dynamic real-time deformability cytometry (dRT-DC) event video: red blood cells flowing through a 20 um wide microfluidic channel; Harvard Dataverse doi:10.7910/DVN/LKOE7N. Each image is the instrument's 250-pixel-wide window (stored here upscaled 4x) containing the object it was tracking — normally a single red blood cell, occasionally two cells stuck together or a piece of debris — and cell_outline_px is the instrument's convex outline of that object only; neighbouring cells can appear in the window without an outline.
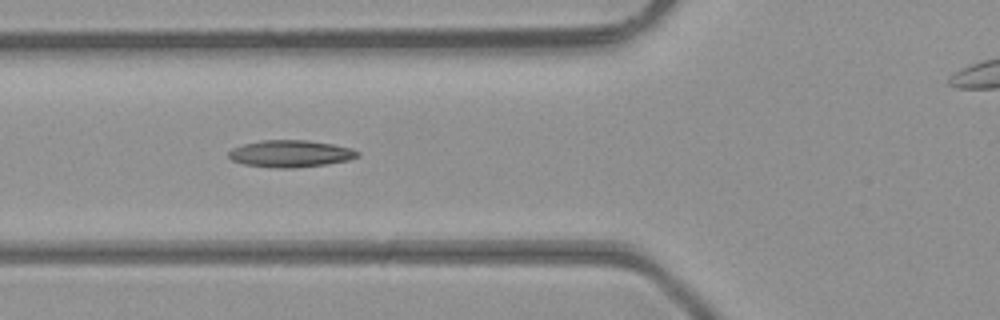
{"species": "common noctule bat (a hibernating species)", "species_latin": "Nyctalus noctula", "temperature_condition": "room temperature", "stored_images_in_passage": 5, "camera_frame_rate_fps": 3000, "um_per_image_px": 0.085, "animal": {"sex": "male", "body_mass_g": 23.1, "forearm_length_mm": 52.7}, "frame": {"image": 1, "passage_image": 4, "time_ms": 1.0, "image_size_px": [1000, 320], "cell_outline_px": [[360, 156], [348, 160], [324, 164], [296, 168], [276, 168], [244, 164], [232, 160], [228, 156], [228, 152], [232, 148], [244, 144], [260, 140], [308, 140], [332, 144], [352, 148], [360, 152]], "centroid_in_image_um": [24.7, 13.06], "position_along_channel_um": 101.1, "area_um2": 20.29}}
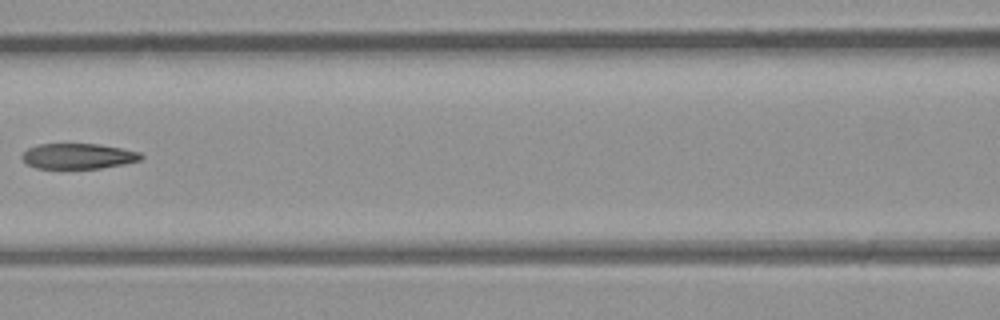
{"frame": {"image": 2, "passage_image": 5, "time_ms": 1.333, "image_size_px": [1000, 320], "cell_outline_px": [[144, 156], [140, 160], [124, 164], [100, 168], [36, 168], [28, 164], [20, 156], [28, 148], [40, 144], [100, 144], [140, 152]], "centroid_in_image_um": [6.66, 13.27], "position_along_channel_um": 159.9, "area_um2": 17.51}}